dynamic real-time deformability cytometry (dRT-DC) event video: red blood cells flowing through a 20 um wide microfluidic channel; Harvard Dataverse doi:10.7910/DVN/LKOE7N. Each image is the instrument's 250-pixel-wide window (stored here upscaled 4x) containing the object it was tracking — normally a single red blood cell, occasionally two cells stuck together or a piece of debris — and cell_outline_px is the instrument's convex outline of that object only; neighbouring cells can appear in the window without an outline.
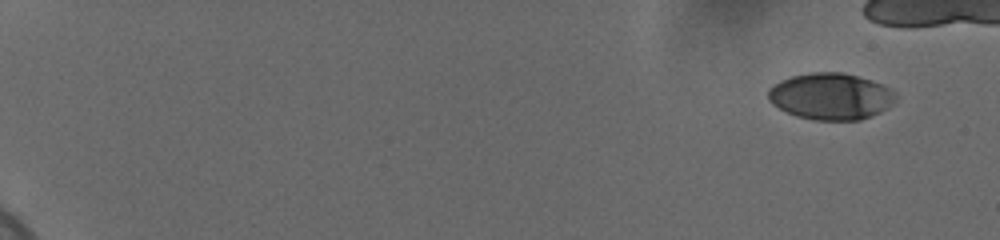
{"species": "human", "species_latin": "Homo sapiens", "temperature_condition": "cold", "stored_images_in_passage": 50, "camera_frame_rate_fps": 3000, "um_per_image_px": 0.085, "donor": {"sex": "female"}, "frame": {"image": 1, "passage_image": 1, "time_ms": 0.0, "image_size_px": [1000, 240], "cell_outline_px": [[896, 100], [892, 104], [880, 112], [860, 120], [812, 120], [796, 116], [772, 104], [768, 100], [768, 88], [780, 80], [792, 76], [812, 72], [844, 72], [872, 80], [896, 92]], "centroid_in_image_um": [70.61, 8.18], "position_along_channel_um": 14.4, "area_um2": 34.68}}
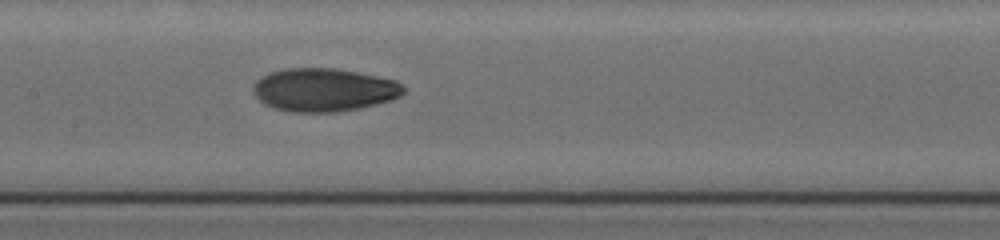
{"frame": {"image": 2, "passage_image": 30, "time_ms": 9.667, "image_size_px": [1000, 240], "cell_outline_px": [[404, 92], [400, 96], [392, 100], [360, 108], [336, 112], [292, 112], [272, 108], [264, 104], [252, 92], [252, 88], [256, 80], [260, 76], [268, 72], [284, 68], [336, 68], [396, 80], [404, 88]], "centroid_in_image_um": [27.49, 7.64], "position_along_channel_um": 179.9, "area_um2": 38.09}}
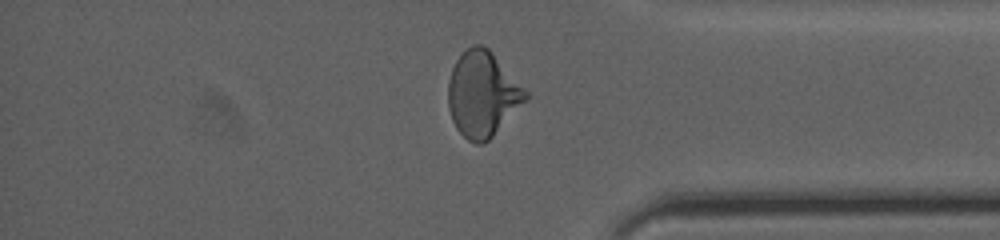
{"frame": {"image": 3, "passage_image": 48, "time_ms": 15.667, "image_size_px": [1000, 240], "cell_outline_px": [[528, 96], [492, 136], [484, 144], [476, 144], [468, 140], [456, 128], [452, 120], [448, 108], [448, 80], [452, 68], [456, 60], [472, 44], [480, 44], [488, 48], [492, 52], [528, 92]], "centroid_in_image_um": [40.97, 7.99], "position_along_channel_um": 394.2, "area_um2": 37.92}}